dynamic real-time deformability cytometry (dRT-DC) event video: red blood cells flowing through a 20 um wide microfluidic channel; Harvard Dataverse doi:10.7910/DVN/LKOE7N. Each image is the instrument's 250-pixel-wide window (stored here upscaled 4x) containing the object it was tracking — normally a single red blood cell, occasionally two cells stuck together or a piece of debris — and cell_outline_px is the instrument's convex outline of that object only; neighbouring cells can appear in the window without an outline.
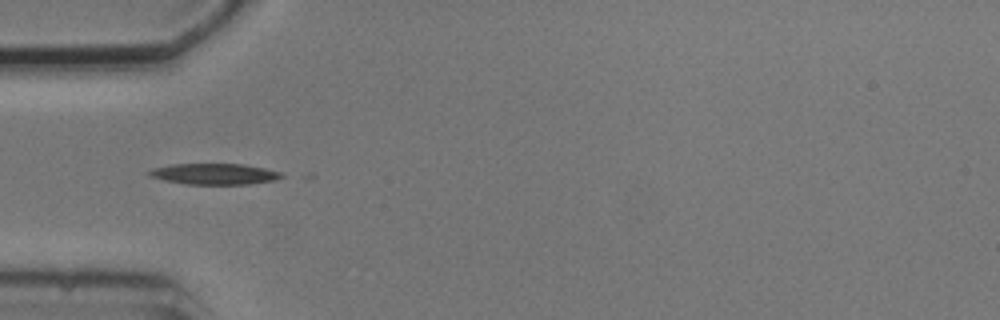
{"species": "common noctule bat (a hibernating species)", "species_latin": "Nyctalus noctula", "temperature_condition": "cold", "stored_images_in_passage": 3, "camera_frame_rate_fps": 3000, "um_per_image_px": 0.085, "animal": {"sex": "male", "body_mass_g": 20.5, "forearm_length_mm": 52.5}, "frame": {"image": 1, "passage_image": 1, "time_ms": 0.0, "image_size_px": [1000, 320], "cell_outline_px": [[284, 176], [276, 180], [248, 184], [184, 184], [164, 180], [148, 176], [144, 172], [152, 168], [172, 164], [240, 164], [264, 168], [280, 172]], "centroid_in_image_um": [18.15, 14.79], "position_along_channel_um": 66.8, "area_um2": 16.24}}
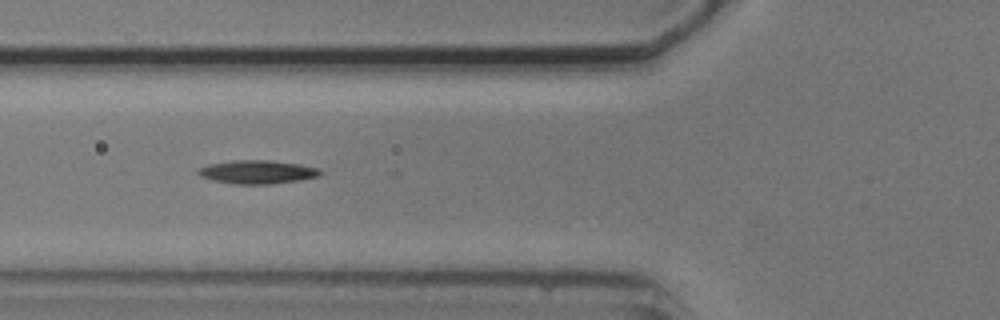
{"frame": {"image": 2, "passage_image": 2, "time_ms": 1.0, "image_size_px": [1000, 320], "cell_outline_px": [[324, 172], [320, 176], [300, 180], [272, 184], [232, 184], [212, 180], [200, 176], [196, 172], [200, 168], [208, 164], [232, 160], [272, 160], [300, 164], [320, 168]], "centroid_in_image_um": [21.91, 14.62], "position_along_channel_um": 103.9, "area_um2": 16.99}}
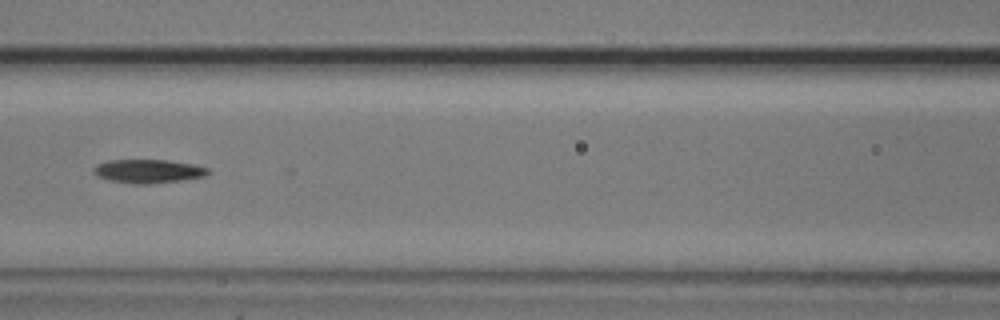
{"frame": {"image": 3, "passage_image": 3, "time_ms": 2.333, "image_size_px": [1000, 320], "cell_outline_px": [[212, 172], [204, 176], [180, 180], [148, 184], [132, 184], [108, 180], [96, 176], [92, 172], [92, 168], [96, 164], [108, 160], [168, 160], [192, 164], [208, 168]], "centroid_in_image_um": [12.54, 14.55], "position_along_channel_um": 154.1, "area_um2": 15.9}}